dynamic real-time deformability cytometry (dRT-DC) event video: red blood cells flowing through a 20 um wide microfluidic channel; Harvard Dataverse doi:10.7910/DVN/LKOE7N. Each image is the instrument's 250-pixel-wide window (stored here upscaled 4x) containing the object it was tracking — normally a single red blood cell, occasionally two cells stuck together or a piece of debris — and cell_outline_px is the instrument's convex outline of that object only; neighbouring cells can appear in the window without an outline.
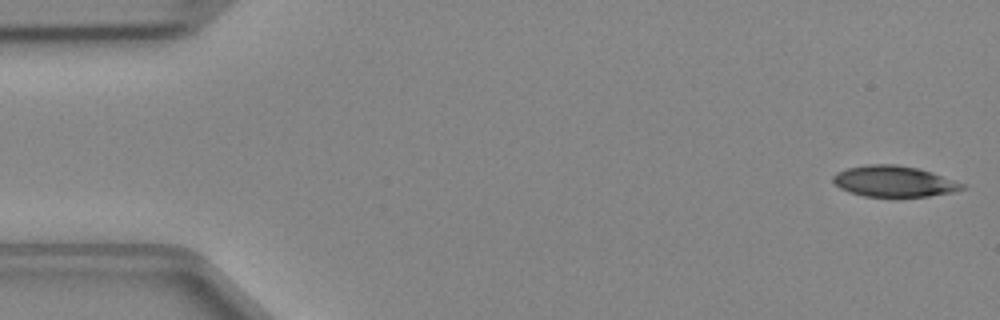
{"species": "Egyptian fruit bat (a non-hibernating species)", "species_latin": "Rousettus aegyptiacus", "temperature_condition": "cold", "stored_images_in_passage": 46, "camera_frame_rate_fps": 3000, "um_per_image_px": 0.085, "animal": {"sex": "female"}, "frame": {"image": 1, "passage_image": 1, "time_ms": 0.0, "image_size_px": [1000, 320], "cell_outline_px": [[964, 188], [952, 192], [928, 196], [864, 196], [848, 192], [840, 188], [832, 180], [832, 176], [836, 172], [848, 168], [868, 164], [896, 164], [920, 168], [932, 172], [964, 184]], "centroid_in_image_um": [75.95, 15.4], "position_along_channel_um": 9.0, "area_um2": 23.18}}
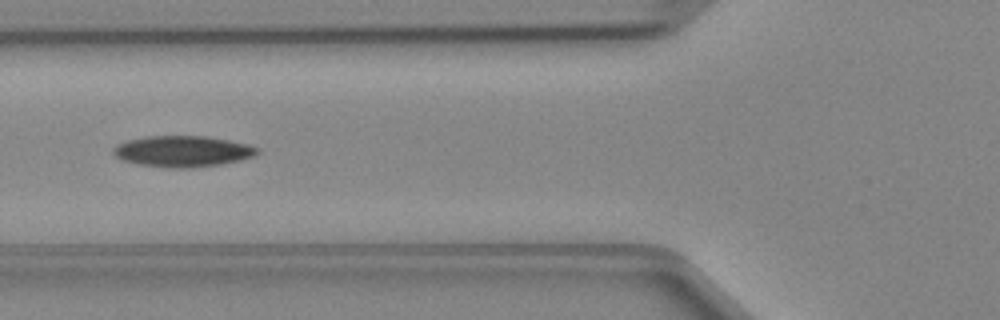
{"frame": {"image": 2, "passage_image": 17, "time_ms": 5.333, "image_size_px": [1000, 320], "cell_outline_px": [[260, 152], [252, 156], [240, 160], [220, 164], [192, 168], [172, 168], [140, 164], [124, 160], [116, 156], [112, 152], [112, 148], [116, 144], [128, 140], [144, 136], [208, 136], [248, 144], [260, 148]], "centroid_in_image_um": [15.53, 12.85], "position_along_channel_um": 110.3, "area_um2": 26.07}}
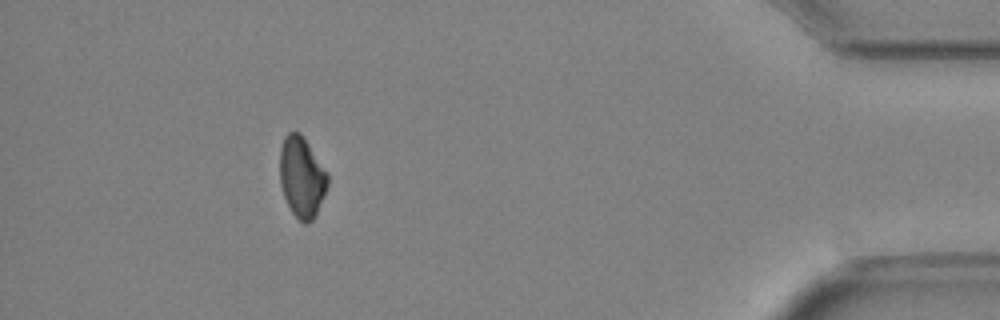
{"frame": {"image": 3, "passage_image": 42, "time_ms": 13.667, "image_size_px": [1000, 320], "cell_outline_px": [[328, 184], [324, 196], [316, 216], [308, 224], [304, 224], [292, 212], [284, 196], [280, 184], [280, 148], [284, 136], [288, 132], [300, 132], [328, 172]], "centroid_in_image_um": [25.66, 15.05], "position_along_channel_um": 409.5, "area_um2": 22.6}}